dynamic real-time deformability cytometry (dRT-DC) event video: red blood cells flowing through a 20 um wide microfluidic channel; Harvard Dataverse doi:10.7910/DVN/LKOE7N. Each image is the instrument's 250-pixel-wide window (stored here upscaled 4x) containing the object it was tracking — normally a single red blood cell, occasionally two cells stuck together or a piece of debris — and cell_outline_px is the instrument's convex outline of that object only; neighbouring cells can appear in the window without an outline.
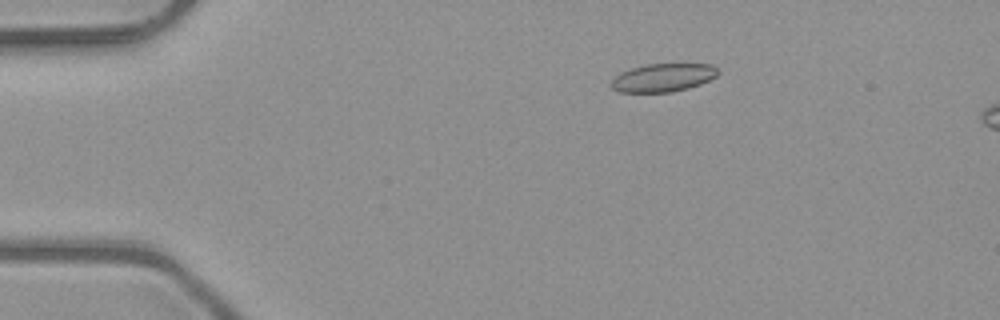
{"species": "common noctule bat (a hibernating species)", "species_latin": "Nyctalus noctula", "temperature_condition": "room temperature", "stored_images_in_passage": 5, "camera_frame_rate_fps": 3000, "um_per_image_px": 0.085, "animal": {"sex": "male", "body_mass_g": 23.1, "forearm_length_mm": 52.7}, "frame": {"image": 1, "passage_image": 3, "time_ms": 0.667, "image_size_px": [1000, 320], "cell_outline_px": [[720, 72], [716, 76], [700, 84], [688, 88], [672, 92], [620, 92], [612, 88], [612, 80], [620, 72], [632, 68], [648, 64], [712, 64]], "centroid_in_image_um": [56.37, 6.6], "position_along_channel_um": 28.6, "area_um2": 17.4}}